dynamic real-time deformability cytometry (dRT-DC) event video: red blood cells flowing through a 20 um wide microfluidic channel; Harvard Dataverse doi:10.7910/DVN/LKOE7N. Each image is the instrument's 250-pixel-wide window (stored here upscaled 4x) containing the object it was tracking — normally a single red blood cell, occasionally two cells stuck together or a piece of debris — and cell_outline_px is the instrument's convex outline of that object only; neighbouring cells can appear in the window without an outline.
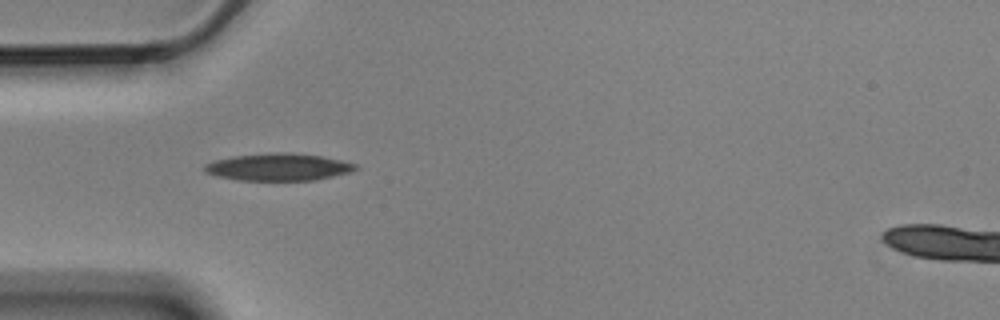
{"species": "Egyptian fruit bat (a non-hibernating species)", "species_latin": "Rousettus aegyptiacus", "temperature_condition": "cold", "stored_images_in_passage": 2, "camera_frame_rate_fps": 3000, "um_per_image_px": 0.085, "animal": {"sex": "male"}, "frame": {"image": 1, "passage_image": 1, "time_ms": 0.0, "image_size_px": [1000, 320], "cell_outline_px": [[360, 168], [352, 172], [316, 180], [240, 180], [216, 176], [204, 172], [204, 164], [216, 160], [236, 156], [276, 152], [292, 152], [320, 156], [340, 160], [356, 164]], "centroid_in_image_um": [23.7, 14.2], "position_along_channel_um": 61.3, "area_um2": 23.93}}
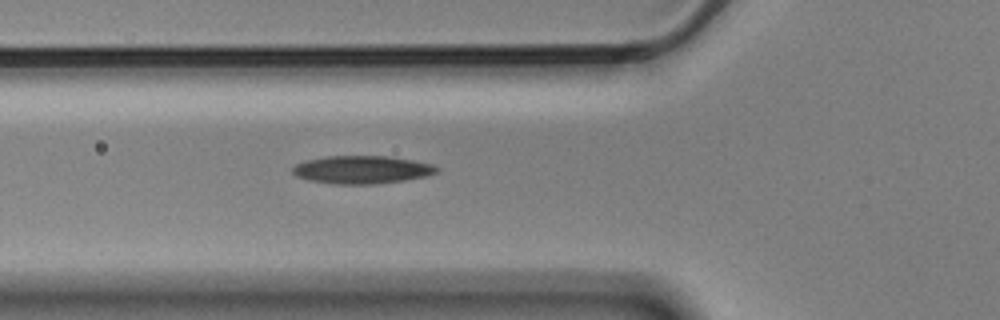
{"frame": {"image": 2, "passage_image": 2, "time_ms": 0.333, "image_size_px": [1000, 320], "cell_outline_px": [[440, 172], [428, 176], [404, 180], [376, 184], [336, 184], [308, 180], [296, 176], [292, 172], [292, 168], [296, 164], [308, 160], [324, 156], [388, 156], [412, 160], [432, 164], [440, 168]], "centroid_in_image_um": [30.8, 14.42], "position_along_channel_um": 95.0, "area_um2": 23.58}}